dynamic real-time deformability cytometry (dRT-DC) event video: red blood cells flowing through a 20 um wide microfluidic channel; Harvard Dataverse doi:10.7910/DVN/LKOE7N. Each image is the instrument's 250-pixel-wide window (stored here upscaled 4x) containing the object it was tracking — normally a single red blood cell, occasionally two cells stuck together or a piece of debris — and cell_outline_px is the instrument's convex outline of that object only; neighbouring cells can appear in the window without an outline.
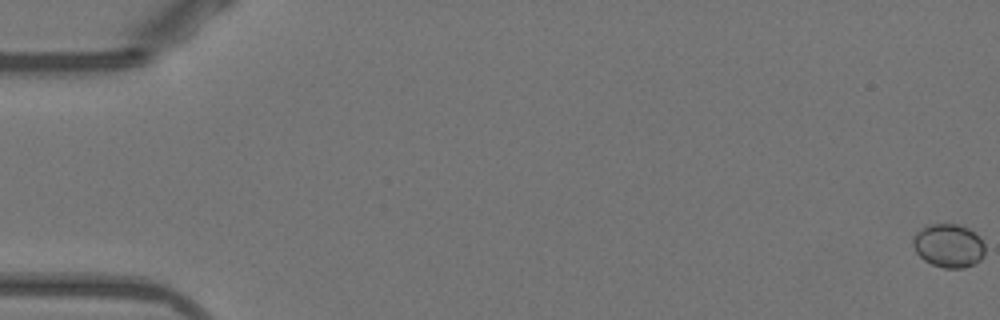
{"species": "Egyptian fruit bat (a non-hibernating species)", "species_latin": "Rousettus aegyptiacus", "temperature_condition": "warm", "stored_images_in_passage": 5, "camera_frame_rate_fps": 3000, "um_per_image_px": 0.085, "animal": {"sex": "female"}, "frame": {"image": 1, "passage_image": 1, "time_ms": 0.0, "image_size_px": [1000, 320], "cell_outline_px": [[984, 256], [980, 260], [964, 268], [944, 268], [932, 264], [924, 260], [916, 252], [912, 244], [912, 240], [916, 232], [932, 224], [956, 224], [968, 228], [984, 244]], "centroid_in_image_um": [80.61, 20.9], "position_along_channel_um": 4.4, "area_um2": 17.98}}